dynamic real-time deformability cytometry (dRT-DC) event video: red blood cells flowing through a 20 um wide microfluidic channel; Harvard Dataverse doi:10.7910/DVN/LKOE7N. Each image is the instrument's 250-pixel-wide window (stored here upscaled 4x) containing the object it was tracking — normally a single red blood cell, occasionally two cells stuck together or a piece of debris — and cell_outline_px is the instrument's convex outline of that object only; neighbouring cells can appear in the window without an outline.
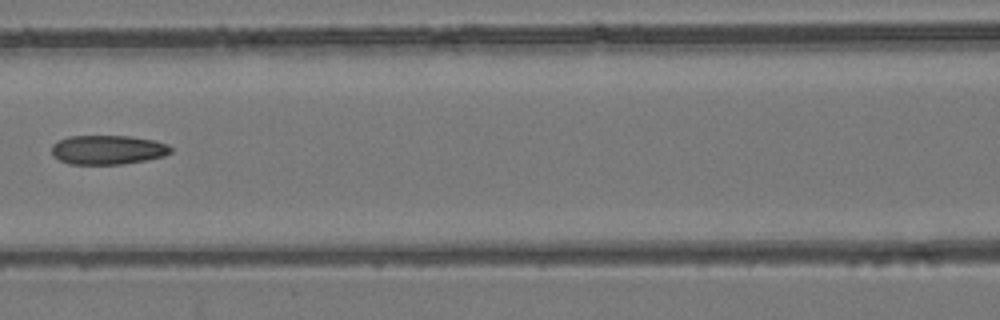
{"species": "common noctule bat (a hibernating species)", "species_latin": "Nyctalus noctula", "temperature_condition": "room temperature", "stored_images_in_passage": 7, "camera_frame_rate_fps": 3000, "um_per_image_px": 0.085, "animal": {"sex": "female", "body_mass_g": 24.6, "forearm_length_mm": 56.2}, "frame": {"image": 1, "passage_image": 6, "time_ms": 1.667, "image_size_px": [1000, 320], "cell_outline_px": [[172, 152], [164, 156], [124, 164], [68, 164], [52, 156], [52, 144], [68, 136], [128, 136], [152, 140], [168, 144], [172, 148]], "centroid_in_image_um": [9.15, 12.73], "position_along_channel_um": 157.5, "area_um2": 20.29}}
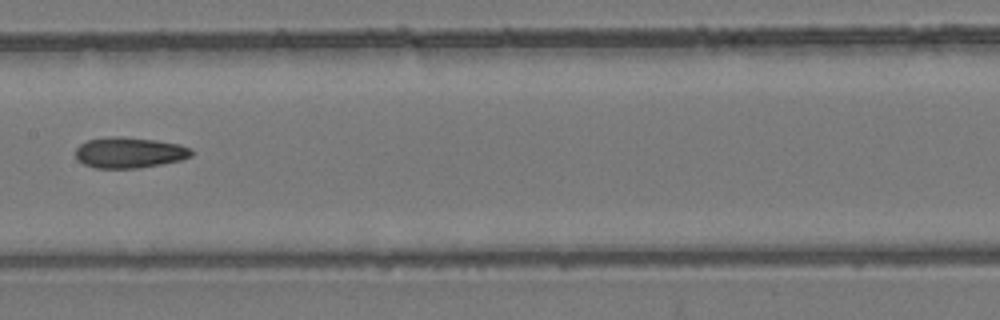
{"frame": {"image": 2, "passage_image": 7, "time_ms": 2.0, "image_size_px": [1000, 320], "cell_outline_px": [[192, 156], [180, 160], [160, 164], [136, 168], [96, 168], [84, 164], [76, 160], [76, 148], [80, 144], [88, 140], [108, 136], [120, 136], [156, 140], [180, 144], [192, 148]], "centroid_in_image_um": [10.99, 12.96], "position_along_channel_um": 196.4, "area_um2": 20.87}}